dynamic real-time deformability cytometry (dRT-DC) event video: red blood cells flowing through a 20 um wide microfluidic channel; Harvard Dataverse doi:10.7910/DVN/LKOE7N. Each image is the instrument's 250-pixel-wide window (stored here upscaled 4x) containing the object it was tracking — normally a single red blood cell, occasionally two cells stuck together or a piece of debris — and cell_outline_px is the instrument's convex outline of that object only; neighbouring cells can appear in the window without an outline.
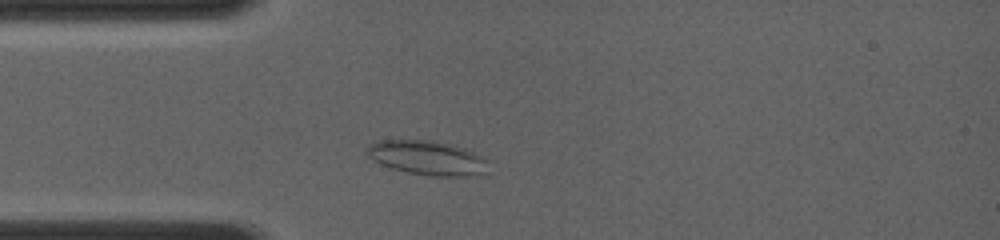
{"species": "common noctule bat (a hibernating species)", "species_latin": "Nyctalus noctula", "temperature_condition": "room temperature", "stored_images_in_passage": 8, "camera_frame_rate_fps": 4000, "um_per_image_px": 0.085, "animal": {"sex": "female", "body_mass_g": 19.0, "forearm_length_mm": 56.7}, "frame": {"image": 1, "passage_image": 4, "time_ms": 1.75, "image_size_px": [1000, 240], "cell_outline_px": [[488, 160], [484, 176], [432, 176], [408, 172], [392, 168], [368, 156], [364, 152], [368, 144], [376, 140], [432, 140], [452, 144], [464, 148]], "centroid_in_image_um": [36.33, 13.41], "position_along_channel_um": 48.7, "area_um2": 24.33}}
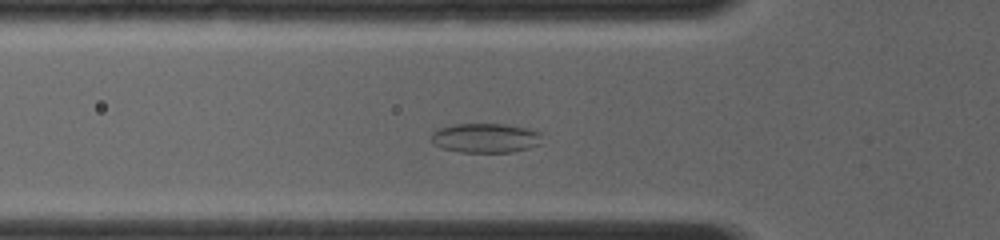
{"frame": {"image": 2, "passage_image": 7, "time_ms": 2.75, "image_size_px": [1000, 240], "cell_outline_px": [[544, 132], [540, 144], [528, 148], [512, 152], [460, 152], [440, 148], [432, 140], [432, 132], [440, 128], [452, 124], [504, 124], [528, 128]], "centroid_in_image_um": [41.32, 11.72], "position_along_channel_um": 84.5, "area_um2": 19.19}}